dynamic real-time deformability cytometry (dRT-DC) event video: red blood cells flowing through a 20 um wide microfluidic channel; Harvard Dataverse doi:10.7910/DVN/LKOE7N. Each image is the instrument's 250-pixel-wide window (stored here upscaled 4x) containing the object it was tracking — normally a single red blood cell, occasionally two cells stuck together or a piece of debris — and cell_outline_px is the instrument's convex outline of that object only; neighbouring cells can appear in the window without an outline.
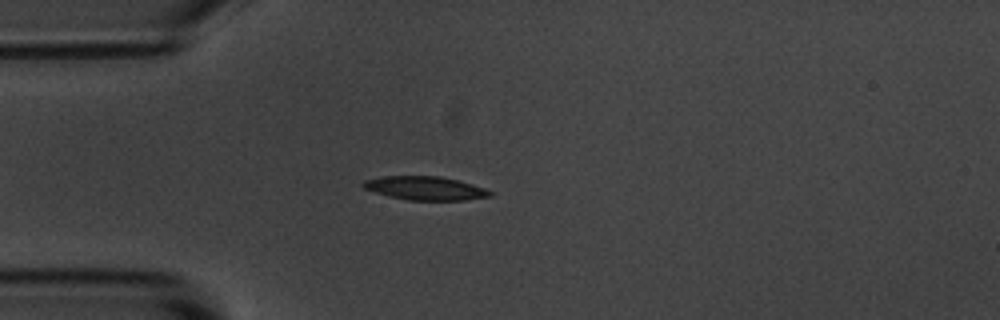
{"species": "common noctule bat (a hibernating species)", "species_latin": "Nyctalus noctula", "temperature_condition": "room temperature", "stored_images_in_passage": 5, "camera_frame_rate_fps": 3000, "um_per_image_px": 0.085, "animal": {"sex": "male", "body_mass_g": 20.1, "forearm_length_mm": 53.5}, "frame": {"image": 1, "passage_image": 5, "time_ms": 5.333, "image_size_px": [1000, 320], "cell_outline_px": [[492, 196], [464, 200], [408, 200], [376, 192], [364, 188], [360, 184], [364, 180], [384, 176], [440, 176], [472, 184], [484, 188], [492, 192]], "centroid_in_image_um": [36.15, 15.99], "position_along_channel_um": 48.9, "area_um2": 17.22}}